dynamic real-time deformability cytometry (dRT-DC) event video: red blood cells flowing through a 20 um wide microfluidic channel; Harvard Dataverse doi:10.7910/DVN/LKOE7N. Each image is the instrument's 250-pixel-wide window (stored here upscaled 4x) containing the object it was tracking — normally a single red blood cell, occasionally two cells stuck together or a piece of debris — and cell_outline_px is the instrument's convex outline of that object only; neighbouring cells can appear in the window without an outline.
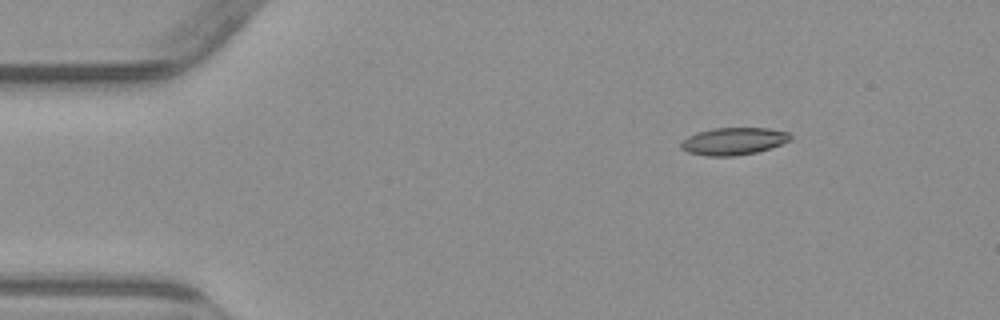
{"species": "common noctule bat (a hibernating species)", "species_latin": "Nyctalus noctula", "temperature_condition": "warm", "stored_images_in_passage": 4, "camera_frame_rate_fps": 3000, "um_per_image_px": 0.085, "animal": {"sex": "male", "body_mass_g": 23.1, "forearm_length_mm": 52.7}, "frame": {"image": 1, "passage_image": 1, "time_ms": 0.0, "image_size_px": [1000, 320], "cell_outline_px": [[792, 140], [756, 152], [736, 156], [708, 156], [688, 152], [680, 148], [680, 144], [688, 136], [696, 132], [712, 128], [768, 128], [788, 132], [792, 136]], "centroid_in_image_um": [62.34, 12.0], "position_along_channel_um": 22.7, "area_um2": 17.4}}
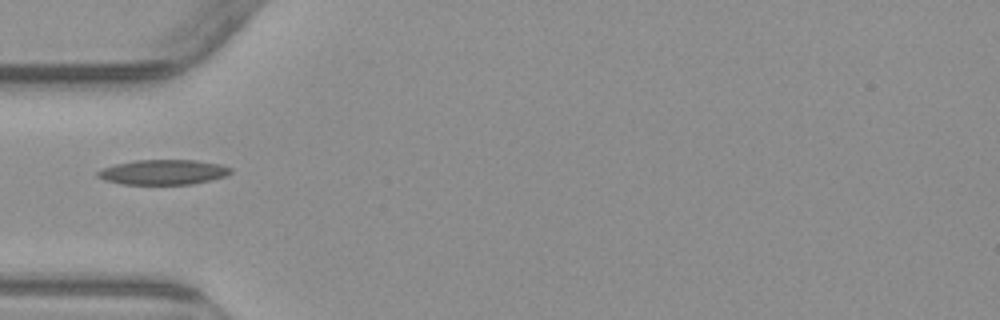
{"frame": {"image": 2, "passage_image": 4, "time_ms": 3.333, "image_size_px": [1000, 320], "cell_outline_px": [[232, 172], [224, 176], [192, 184], [124, 184], [104, 180], [96, 176], [96, 172], [100, 168], [132, 160], [196, 160], [220, 164], [232, 168]], "centroid_in_image_um": [13.83, 14.62], "position_along_channel_um": 71.2, "area_um2": 19.36}}